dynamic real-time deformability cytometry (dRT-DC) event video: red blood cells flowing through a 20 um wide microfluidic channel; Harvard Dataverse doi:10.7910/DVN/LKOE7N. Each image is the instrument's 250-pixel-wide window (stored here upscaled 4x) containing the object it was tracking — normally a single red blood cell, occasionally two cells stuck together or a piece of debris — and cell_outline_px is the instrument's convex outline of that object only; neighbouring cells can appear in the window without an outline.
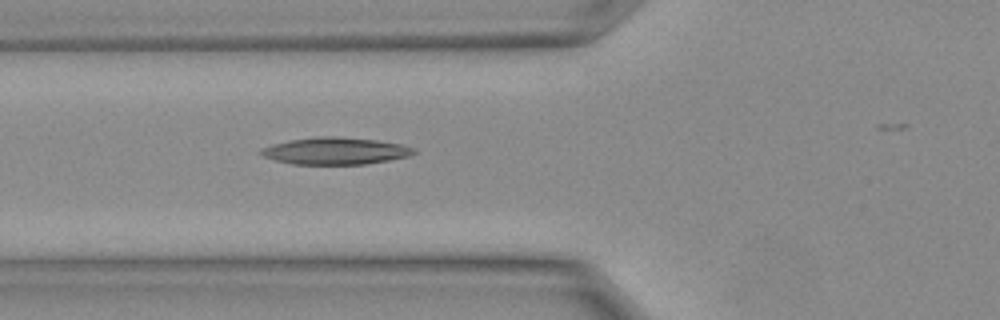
{"species": "Egyptian fruit bat (a non-hibernating species)", "species_latin": "Rousettus aegyptiacus", "temperature_condition": "warm", "stored_images_in_passage": 8, "camera_frame_rate_fps": 3000, "um_per_image_px": 0.085, "animal": {"sex": "female"}, "frame": {"image": 1, "passage_image": 8, "time_ms": 2.333, "image_size_px": [1000, 320], "cell_outline_px": [[416, 152], [408, 156], [388, 160], [364, 164], [292, 164], [276, 160], [264, 156], [256, 152], [260, 148], [272, 144], [292, 140], [320, 136], [332, 136], [376, 140], [400, 144], [416, 148]], "centroid_in_image_um": [28.48, 12.83], "position_along_channel_um": 97.3, "area_um2": 23.87}}